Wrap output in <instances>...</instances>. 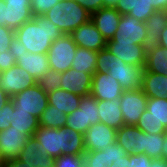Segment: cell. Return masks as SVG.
<instances>
[{
  "label": "cell",
  "instance_id": "cell-1",
  "mask_svg": "<svg viewBox=\"0 0 167 167\" xmlns=\"http://www.w3.org/2000/svg\"><path fill=\"white\" fill-rule=\"evenodd\" d=\"M63 33L44 15L33 16L15 31V47L32 54H47Z\"/></svg>",
  "mask_w": 167,
  "mask_h": 167
},
{
  "label": "cell",
  "instance_id": "cell-2",
  "mask_svg": "<svg viewBox=\"0 0 167 167\" xmlns=\"http://www.w3.org/2000/svg\"><path fill=\"white\" fill-rule=\"evenodd\" d=\"M144 68L126 64L121 59L112 55L106 48L98 51L96 73H109L117 80L124 91L141 88Z\"/></svg>",
  "mask_w": 167,
  "mask_h": 167
},
{
  "label": "cell",
  "instance_id": "cell-3",
  "mask_svg": "<svg viewBox=\"0 0 167 167\" xmlns=\"http://www.w3.org/2000/svg\"><path fill=\"white\" fill-rule=\"evenodd\" d=\"M44 16L56 25L63 35H70L91 19L90 13L75 0H60Z\"/></svg>",
  "mask_w": 167,
  "mask_h": 167
},
{
  "label": "cell",
  "instance_id": "cell-4",
  "mask_svg": "<svg viewBox=\"0 0 167 167\" xmlns=\"http://www.w3.org/2000/svg\"><path fill=\"white\" fill-rule=\"evenodd\" d=\"M71 35H62L52 42L47 57L51 70L65 72L71 68L77 50Z\"/></svg>",
  "mask_w": 167,
  "mask_h": 167
},
{
  "label": "cell",
  "instance_id": "cell-5",
  "mask_svg": "<svg viewBox=\"0 0 167 167\" xmlns=\"http://www.w3.org/2000/svg\"><path fill=\"white\" fill-rule=\"evenodd\" d=\"M18 111H25L38 119L48 106V95L35 84L11 98Z\"/></svg>",
  "mask_w": 167,
  "mask_h": 167
},
{
  "label": "cell",
  "instance_id": "cell-6",
  "mask_svg": "<svg viewBox=\"0 0 167 167\" xmlns=\"http://www.w3.org/2000/svg\"><path fill=\"white\" fill-rule=\"evenodd\" d=\"M120 100V109L123 113L124 125H134L139 121L140 116L147 108L148 97L141 88L130 91H123Z\"/></svg>",
  "mask_w": 167,
  "mask_h": 167
},
{
  "label": "cell",
  "instance_id": "cell-7",
  "mask_svg": "<svg viewBox=\"0 0 167 167\" xmlns=\"http://www.w3.org/2000/svg\"><path fill=\"white\" fill-rule=\"evenodd\" d=\"M35 84L37 80L17 64L0 73V88L11 98Z\"/></svg>",
  "mask_w": 167,
  "mask_h": 167
},
{
  "label": "cell",
  "instance_id": "cell-8",
  "mask_svg": "<svg viewBox=\"0 0 167 167\" xmlns=\"http://www.w3.org/2000/svg\"><path fill=\"white\" fill-rule=\"evenodd\" d=\"M106 49L115 57L126 64L144 68L146 63V50L140 44L132 42H114L112 39L106 42Z\"/></svg>",
  "mask_w": 167,
  "mask_h": 167
},
{
  "label": "cell",
  "instance_id": "cell-9",
  "mask_svg": "<svg viewBox=\"0 0 167 167\" xmlns=\"http://www.w3.org/2000/svg\"><path fill=\"white\" fill-rule=\"evenodd\" d=\"M32 17L31 4L5 3L0 0V26L16 31Z\"/></svg>",
  "mask_w": 167,
  "mask_h": 167
},
{
  "label": "cell",
  "instance_id": "cell-10",
  "mask_svg": "<svg viewBox=\"0 0 167 167\" xmlns=\"http://www.w3.org/2000/svg\"><path fill=\"white\" fill-rule=\"evenodd\" d=\"M123 91L121 85L109 73L93 74L90 95L96 100H118Z\"/></svg>",
  "mask_w": 167,
  "mask_h": 167
},
{
  "label": "cell",
  "instance_id": "cell-11",
  "mask_svg": "<svg viewBox=\"0 0 167 167\" xmlns=\"http://www.w3.org/2000/svg\"><path fill=\"white\" fill-rule=\"evenodd\" d=\"M146 26L144 22H140L128 14L121 16L118 29L112 40L114 42H132V44L142 45L146 38Z\"/></svg>",
  "mask_w": 167,
  "mask_h": 167
},
{
  "label": "cell",
  "instance_id": "cell-12",
  "mask_svg": "<svg viewBox=\"0 0 167 167\" xmlns=\"http://www.w3.org/2000/svg\"><path fill=\"white\" fill-rule=\"evenodd\" d=\"M117 130L103 123L91 125L84 134L85 151L104 150L116 142Z\"/></svg>",
  "mask_w": 167,
  "mask_h": 167
},
{
  "label": "cell",
  "instance_id": "cell-13",
  "mask_svg": "<svg viewBox=\"0 0 167 167\" xmlns=\"http://www.w3.org/2000/svg\"><path fill=\"white\" fill-rule=\"evenodd\" d=\"M41 151L46 155L58 158L62 155L63 127L45 128L40 126L33 135Z\"/></svg>",
  "mask_w": 167,
  "mask_h": 167
},
{
  "label": "cell",
  "instance_id": "cell-14",
  "mask_svg": "<svg viewBox=\"0 0 167 167\" xmlns=\"http://www.w3.org/2000/svg\"><path fill=\"white\" fill-rule=\"evenodd\" d=\"M70 35L78 47L92 51L106 48V40L91 20L79 26Z\"/></svg>",
  "mask_w": 167,
  "mask_h": 167
},
{
  "label": "cell",
  "instance_id": "cell-15",
  "mask_svg": "<svg viewBox=\"0 0 167 167\" xmlns=\"http://www.w3.org/2000/svg\"><path fill=\"white\" fill-rule=\"evenodd\" d=\"M16 64L19 68L27 71L35 80L51 70L47 54H32L22 49H17Z\"/></svg>",
  "mask_w": 167,
  "mask_h": 167
},
{
  "label": "cell",
  "instance_id": "cell-16",
  "mask_svg": "<svg viewBox=\"0 0 167 167\" xmlns=\"http://www.w3.org/2000/svg\"><path fill=\"white\" fill-rule=\"evenodd\" d=\"M30 137L13 127L0 131V148L5 161L17 159Z\"/></svg>",
  "mask_w": 167,
  "mask_h": 167
},
{
  "label": "cell",
  "instance_id": "cell-17",
  "mask_svg": "<svg viewBox=\"0 0 167 167\" xmlns=\"http://www.w3.org/2000/svg\"><path fill=\"white\" fill-rule=\"evenodd\" d=\"M121 14L114 8H101L91 14V21L94 23L103 38L107 41L114 37L118 29Z\"/></svg>",
  "mask_w": 167,
  "mask_h": 167
},
{
  "label": "cell",
  "instance_id": "cell-18",
  "mask_svg": "<svg viewBox=\"0 0 167 167\" xmlns=\"http://www.w3.org/2000/svg\"><path fill=\"white\" fill-rule=\"evenodd\" d=\"M92 74L79 72L72 68L62 72L61 89L77 95L88 96L91 91Z\"/></svg>",
  "mask_w": 167,
  "mask_h": 167
},
{
  "label": "cell",
  "instance_id": "cell-19",
  "mask_svg": "<svg viewBox=\"0 0 167 167\" xmlns=\"http://www.w3.org/2000/svg\"><path fill=\"white\" fill-rule=\"evenodd\" d=\"M116 142L128 154H144V132L137 126L123 125L116 132Z\"/></svg>",
  "mask_w": 167,
  "mask_h": 167
},
{
  "label": "cell",
  "instance_id": "cell-20",
  "mask_svg": "<svg viewBox=\"0 0 167 167\" xmlns=\"http://www.w3.org/2000/svg\"><path fill=\"white\" fill-rule=\"evenodd\" d=\"M18 159L26 167H54L55 158L43 153L34 137L27 140Z\"/></svg>",
  "mask_w": 167,
  "mask_h": 167
},
{
  "label": "cell",
  "instance_id": "cell-21",
  "mask_svg": "<svg viewBox=\"0 0 167 167\" xmlns=\"http://www.w3.org/2000/svg\"><path fill=\"white\" fill-rule=\"evenodd\" d=\"M144 23L147 31L142 46L148 51L160 45L162 31L167 26V10L155 11Z\"/></svg>",
  "mask_w": 167,
  "mask_h": 167
},
{
  "label": "cell",
  "instance_id": "cell-22",
  "mask_svg": "<svg viewBox=\"0 0 167 167\" xmlns=\"http://www.w3.org/2000/svg\"><path fill=\"white\" fill-rule=\"evenodd\" d=\"M100 123L118 130L124 125L120 100H97Z\"/></svg>",
  "mask_w": 167,
  "mask_h": 167
},
{
  "label": "cell",
  "instance_id": "cell-23",
  "mask_svg": "<svg viewBox=\"0 0 167 167\" xmlns=\"http://www.w3.org/2000/svg\"><path fill=\"white\" fill-rule=\"evenodd\" d=\"M141 89L148 98H167V75L144 70Z\"/></svg>",
  "mask_w": 167,
  "mask_h": 167
},
{
  "label": "cell",
  "instance_id": "cell-24",
  "mask_svg": "<svg viewBox=\"0 0 167 167\" xmlns=\"http://www.w3.org/2000/svg\"><path fill=\"white\" fill-rule=\"evenodd\" d=\"M48 95V105H53L55 109L64 112L66 115L71 114L79 109L81 96L70 93L62 89H56Z\"/></svg>",
  "mask_w": 167,
  "mask_h": 167
},
{
  "label": "cell",
  "instance_id": "cell-25",
  "mask_svg": "<svg viewBox=\"0 0 167 167\" xmlns=\"http://www.w3.org/2000/svg\"><path fill=\"white\" fill-rule=\"evenodd\" d=\"M10 120L11 127L22 131V133L29 137H33L35 131L40 127L39 119L37 117L25 111H18L15 107Z\"/></svg>",
  "mask_w": 167,
  "mask_h": 167
},
{
  "label": "cell",
  "instance_id": "cell-26",
  "mask_svg": "<svg viewBox=\"0 0 167 167\" xmlns=\"http://www.w3.org/2000/svg\"><path fill=\"white\" fill-rule=\"evenodd\" d=\"M85 152L84 134L64 126L62 155H83Z\"/></svg>",
  "mask_w": 167,
  "mask_h": 167
},
{
  "label": "cell",
  "instance_id": "cell-27",
  "mask_svg": "<svg viewBox=\"0 0 167 167\" xmlns=\"http://www.w3.org/2000/svg\"><path fill=\"white\" fill-rule=\"evenodd\" d=\"M98 51L77 47L71 68L90 74L96 73Z\"/></svg>",
  "mask_w": 167,
  "mask_h": 167
},
{
  "label": "cell",
  "instance_id": "cell-28",
  "mask_svg": "<svg viewBox=\"0 0 167 167\" xmlns=\"http://www.w3.org/2000/svg\"><path fill=\"white\" fill-rule=\"evenodd\" d=\"M144 69L148 72L167 75V49L159 45L148 50Z\"/></svg>",
  "mask_w": 167,
  "mask_h": 167
},
{
  "label": "cell",
  "instance_id": "cell-29",
  "mask_svg": "<svg viewBox=\"0 0 167 167\" xmlns=\"http://www.w3.org/2000/svg\"><path fill=\"white\" fill-rule=\"evenodd\" d=\"M67 115L55 109L53 105H48L39 118V125L45 128H61L66 125Z\"/></svg>",
  "mask_w": 167,
  "mask_h": 167
},
{
  "label": "cell",
  "instance_id": "cell-30",
  "mask_svg": "<svg viewBox=\"0 0 167 167\" xmlns=\"http://www.w3.org/2000/svg\"><path fill=\"white\" fill-rule=\"evenodd\" d=\"M164 143V133L150 134L144 133V154L151 159L162 158V150Z\"/></svg>",
  "mask_w": 167,
  "mask_h": 167
},
{
  "label": "cell",
  "instance_id": "cell-31",
  "mask_svg": "<svg viewBox=\"0 0 167 167\" xmlns=\"http://www.w3.org/2000/svg\"><path fill=\"white\" fill-rule=\"evenodd\" d=\"M136 126L144 133L162 134L167 131L165 125L155 119L147 110H144Z\"/></svg>",
  "mask_w": 167,
  "mask_h": 167
},
{
  "label": "cell",
  "instance_id": "cell-32",
  "mask_svg": "<svg viewBox=\"0 0 167 167\" xmlns=\"http://www.w3.org/2000/svg\"><path fill=\"white\" fill-rule=\"evenodd\" d=\"M146 110L167 128V98H148Z\"/></svg>",
  "mask_w": 167,
  "mask_h": 167
},
{
  "label": "cell",
  "instance_id": "cell-33",
  "mask_svg": "<svg viewBox=\"0 0 167 167\" xmlns=\"http://www.w3.org/2000/svg\"><path fill=\"white\" fill-rule=\"evenodd\" d=\"M65 126L85 134V132L91 126L90 124H86L85 104H80L79 109H76L71 114L67 115Z\"/></svg>",
  "mask_w": 167,
  "mask_h": 167
},
{
  "label": "cell",
  "instance_id": "cell-34",
  "mask_svg": "<svg viewBox=\"0 0 167 167\" xmlns=\"http://www.w3.org/2000/svg\"><path fill=\"white\" fill-rule=\"evenodd\" d=\"M62 72L53 70L47 71L37 80L38 86L47 94L56 89H61Z\"/></svg>",
  "mask_w": 167,
  "mask_h": 167
},
{
  "label": "cell",
  "instance_id": "cell-35",
  "mask_svg": "<svg viewBox=\"0 0 167 167\" xmlns=\"http://www.w3.org/2000/svg\"><path fill=\"white\" fill-rule=\"evenodd\" d=\"M84 167H108V148L98 151H88L83 154Z\"/></svg>",
  "mask_w": 167,
  "mask_h": 167
},
{
  "label": "cell",
  "instance_id": "cell-36",
  "mask_svg": "<svg viewBox=\"0 0 167 167\" xmlns=\"http://www.w3.org/2000/svg\"><path fill=\"white\" fill-rule=\"evenodd\" d=\"M80 104H85L86 124L94 125L100 122L97 100L92 95L81 97Z\"/></svg>",
  "mask_w": 167,
  "mask_h": 167
},
{
  "label": "cell",
  "instance_id": "cell-37",
  "mask_svg": "<svg viewBox=\"0 0 167 167\" xmlns=\"http://www.w3.org/2000/svg\"><path fill=\"white\" fill-rule=\"evenodd\" d=\"M156 10L150 5V0H135L134 10L128 13L140 22H145Z\"/></svg>",
  "mask_w": 167,
  "mask_h": 167
},
{
  "label": "cell",
  "instance_id": "cell-38",
  "mask_svg": "<svg viewBox=\"0 0 167 167\" xmlns=\"http://www.w3.org/2000/svg\"><path fill=\"white\" fill-rule=\"evenodd\" d=\"M15 47V31L6 26H0V53L8 52Z\"/></svg>",
  "mask_w": 167,
  "mask_h": 167
},
{
  "label": "cell",
  "instance_id": "cell-39",
  "mask_svg": "<svg viewBox=\"0 0 167 167\" xmlns=\"http://www.w3.org/2000/svg\"><path fill=\"white\" fill-rule=\"evenodd\" d=\"M54 167H84L83 155H61L55 158Z\"/></svg>",
  "mask_w": 167,
  "mask_h": 167
},
{
  "label": "cell",
  "instance_id": "cell-40",
  "mask_svg": "<svg viewBox=\"0 0 167 167\" xmlns=\"http://www.w3.org/2000/svg\"><path fill=\"white\" fill-rule=\"evenodd\" d=\"M60 0H31L33 16L44 15L52 9Z\"/></svg>",
  "mask_w": 167,
  "mask_h": 167
},
{
  "label": "cell",
  "instance_id": "cell-41",
  "mask_svg": "<svg viewBox=\"0 0 167 167\" xmlns=\"http://www.w3.org/2000/svg\"><path fill=\"white\" fill-rule=\"evenodd\" d=\"M12 113H14V104L12 100H10L0 110V131L10 127V122H11L10 118L12 117Z\"/></svg>",
  "mask_w": 167,
  "mask_h": 167
},
{
  "label": "cell",
  "instance_id": "cell-42",
  "mask_svg": "<svg viewBox=\"0 0 167 167\" xmlns=\"http://www.w3.org/2000/svg\"><path fill=\"white\" fill-rule=\"evenodd\" d=\"M16 52L17 49L14 47L8 52L0 53V73L16 64Z\"/></svg>",
  "mask_w": 167,
  "mask_h": 167
},
{
  "label": "cell",
  "instance_id": "cell-43",
  "mask_svg": "<svg viewBox=\"0 0 167 167\" xmlns=\"http://www.w3.org/2000/svg\"><path fill=\"white\" fill-rule=\"evenodd\" d=\"M106 148H108V157H109L108 167H110L113 162L117 161L121 157H125L128 155V153L124 150V148L117 142L108 145Z\"/></svg>",
  "mask_w": 167,
  "mask_h": 167
},
{
  "label": "cell",
  "instance_id": "cell-44",
  "mask_svg": "<svg viewBox=\"0 0 167 167\" xmlns=\"http://www.w3.org/2000/svg\"><path fill=\"white\" fill-rule=\"evenodd\" d=\"M128 167H150L152 159L146 154H129Z\"/></svg>",
  "mask_w": 167,
  "mask_h": 167
},
{
  "label": "cell",
  "instance_id": "cell-45",
  "mask_svg": "<svg viewBox=\"0 0 167 167\" xmlns=\"http://www.w3.org/2000/svg\"><path fill=\"white\" fill-rule=\"evenodd\" d=\"M75 1L78 4H80L88 13H90V15L103 8L102 0H75Z\"/></svg>",
  "mask_w": 167,
  "mask_h": 167
},
{
  "label": "cell",
  "instance_id": "cell-46",
  "mask_svg": "<svg viewBox=\"0 0 167 167\" xmlns=\"http://www.w3.org/2000/svg\"><path fill=\"white\" fill-rule=\"evenodd\" d=\"M135 0H119L116 6V10L121 14H128L130 11L134 10Z\"/></svg>",
  "mask_w": 167,
  "mask_h": 167
},
{
  "label": "cell",
  "instance_id": "cell-47",
  "mask_svg": "<svg viewBox=\"0 0 167 167\" xmlns=\"http://www.w3.org/2000/svg\"><path fill=\"white\" fill-rule=\"evenodd\" d=\"M150 5L156 10H167V0H150Z\"/></svg>",
  "mask_w": 167,
  "mask_h": 167
},
{
  "label": "cell",
  "instance_id": "cell-48",
  "mask_svg": "<svg viewBox=\"0 0 167 167\" xmlns=\"http://www.w3.org/2000/svg\"><path fill=\"white\" fill-rule=\"evenodd\" d=\"M129 154L125 157H121L117 161L113 162L110 167H128L129 164Z\"/></svg>",
  "mask_w": 167,
  "mask_h": 167
},
{
  "label": "cell",
  "instance_id": "cell-49",
  "mask_svg": "<svg viewBox=\"0 0 167 167\" xmlns=\"http://www.w3.org/2000/svg\"><path fill=\"white\" fill-rule=\"evenodd\" d=\"M11 100V97L0 88V110Z\"/></svg>",
  "mask_w": 167,
  "mask_h": 167
},
{
  "label": "cell",
  "instance_id": "cell-50",
  "mask_svg": "<svg viewBox=\"0 0 167 167\" xmlns=\"http://www.w3.org/2000/svg\"><path fill=\"white\" fill-rule=\"evenodd\" d=\"M5 167H26L22 166V162L17 159H10L5 162Z\"/></svg>",
  "mask_w": 167,
  "mask_h": 167
},
{
  "label": "cell",
  "instance_id": "cell-51",
  "mask_svg": "<svg viewBox=\"0 0 167 167\" xmlns=\"http://www.w3.org/2000/svg\"><path fill=\"white\" fill-rule=\"evenodd\" d=\"M150 167H167V161L160 159H152Z\"/></svg>",
  "mask_w": 167,
  "mask_h": 167
},
{
  "label": "cell",
  "instance_id": "cell-52",
  "mask_svg": "<svg viewBox=\"0 0 167 167\" xmlns=\"http://www.w3.org/2000/svg\"><path fill=\"white\" fill-rule=\"evenodd\" d=\"M160 46L167 49V26L162 31L161 37H160Z\"/></svg>",
  "mask_w": 167,
  "mask_h": 167
},
{
  "label": "cell",
  "instance_id": "cell-53",
  "mask_svg": "<svg viewBox=\"0 0 167 167\" xmlns=\"http://www.w3.org/2000/svg\"><path fill=\"white\" fill-rule=\"evenodd\" d=\"M104 8H116L119 0H102Z\"/></svg>",
  "mask_w": 167,
  "mask_h": 167
},
{
  "label": "cell",
  "instance_id": "cell-54",
  "mask_svg": "<svg viewBox=\"0 0 167 167\" xmlns=\"http://www.w3.org/2000/svg\"><path fill=\"white\" fill-rule=\"evenodd\" d=\"M162 159L167 161V131L164 133V143L162 145Z\"/></svg>",
  "mask_w": 167,
  "mask_h": 167
},
{
  "label": "cell",
  "instance_id": "cell-55",
  "mask_svg": "<svg viewBox=\"0 0 167 167\" xmlns=\"http://www.w3.org/2000/svg\"><path fill=\"white\" fill-rule=\"evenodd\" d=\"M5 3L31 4V0H3Z\"/></svg>",
  "mask_w": 167,
  "mask_h": 167
},
{
  "label": "cell",
  "instance_id": "cell-56",
  "mask_svg": "<svg viewBox=\"0 0 167 167\" xmlns=\"http://www.w3.org/2000/svg\"><path fill=\"white\" fill-rule=\"evenodd\" d=\"M0 161H5L4 158H3V153L1 151V148H0Z\"/></svg>",
  "mask_w": 167,
  "mask_h": 167
},
{
  "label": "cell",
  "instance_id": "cell-57",
  "mask_svg": "<svg viewBox=\"0 0 167 167\" xmlns=\"http://www.w3.org/2000/svg\"><path fill=\"white\" fill-rule=\"evenodd\" d=\"M5 162L6 161H0V167H5Z\"/></svg>",
  "mask_w": 167,
  "mask_h": 167
}]
</instances>
